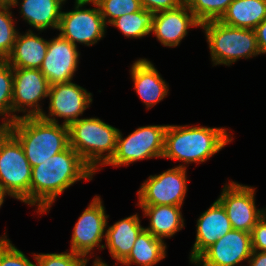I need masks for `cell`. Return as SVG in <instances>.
<instances>
[{
    "instance_id": "6da1fadb",
    "label": "cell",
    "mask_w": 266,
    "mask_h": 266,
    "mask_svg": "<svg viewBox=\"0 0 266 266\" xmlns=\"http://www.w3.org/2000/svg\"><path fill=\"white\" fill-rule=\"evenodd\" d=\"M94 171L80 155L68 146L45 162L32 167L30 181V205L37 212H47L57 196L81 179L92 180Z\"/></svg>"
},
{
    "instance_id": "7a4b0ae2",
    "label": "cell",
    "mask_w": 266,
    "mask_h": 266,
    "mask_svg": "<svg viewBox=\"0 0 266 266\" xmlns=\"http://www.w3.org/2000/svg\"><path fill=\"white\" fill-rule=\"evenodd\" d=\"M231 141L225 128L168 125L162 157L187 164L204 162Z\"/></svg>"
},
{
    "instance_id": "3957f363",
    "label": "cell",
    "mask_w": 266,
    "mask_h": 266,
    "mask_svg": "<svg viewBox=\"0 0 266 266\" xmlns=\"http://www.w3.org/2000/svg\"><path fill=\"white\" fill-rule=\"evenodd\" d=\"M11 133L21 143L31 167L39 165L69 146V129L37 117H20L11 124Z\"/></svg>"
},
{
    "instance_id": "277c9868",
    "label": "cell",
    "mask_w": 266,
    "mask_h": 266,
    "mask_svg": "<svg viewBox=\"0 0 266 266\" xmlns=\"http://www.w3.org/2000/svg\"><path fill=\"white\" fill-rule=\"evenodd\" d=\"M69 146L94 171L98 165H106L116 151L119 129L99 118H81L69 126ZM107 152V155L103 153ZM99 163V164H98Z\"/></svg>"
},
{
    "instance_id": "5b68a950",
    "label": "cell",
    "mask_w": 266,
    "mask_h": 266,
    "mask_svg": "<svg viewBox=\"0 0 266 266\" xmlns=\"http://www.w3.org/2000/svg\"><path fill=\"white\" fill-rule=\"evenodd\" d=\"M214 65H231L238 59L261 54L255 30L227 26L218 20L201 24Z\"/></svg>"
},
{
    "instance_id": "8992f818",
    "label": "cell",
    "mask_w": 266,
    "mask_h": 266,
    "mask_svg": "<svg viewBox=\"0 0 266 266\" xmlns=\"http://www.w3.org/2000/svg\"><path fill=\"white\" fill-rule=\"evenodd\" d=\"M31 172L21 143L10 132L0 144V188L30 205Z\"/></svg>"
},
{
    "instance_id": "52a82bcc",
    "label": "cell",
    "mask_w": 266,
    "mask_h": 266,
    "mask_svg": "<svg viewBox=\"0 0 266 266\" xmlns=\"http://www.w3.org/2000/svg\"><path fill=\"white\" fill-rule=\"evenodd\" d=\"M168 125L139 127L123 139L118 132L116 151L106 165H128L137 160L162 157L164 152L165 131Z\"/></svg>"
},
{
    "instance_id": "ba28073f",
    "label": "cell",
    "mask_w": 266,
    "mask_h": 266,
    "mask_svg": "<svg viewBox=\"0 0 266 266\" xmlns=\"http://www.w3.org/2000/svg\"><path fill=\"white\" fill-rule=\"evenodd\" d=\"M75 9L69 12H62L58 30L60 36L77 46L76 42L87 46L96 44L104 37L106 23L100 14L98 5L94 2L95 8L81 9L90 1L76 0Z\"/></svg>"
},
{
    "instance_id": "9c48e42d",
    "label": "cell",
    "mask_w": 266,
    "mask_h": 266,
    "mask_svg": "<svg viewBox=\"0 0 266 266\" xmlns=\"http://www.w3.org/2000/svg\"><path fill=\"white\" fill-rule=\"evenodd\" d=\"M186 166L179 165L150 175L138 191L139 205L182 206L187 191Z\"/></svg>"
},
{
    "instance_id": "30bf717a",
    "label": "cell",
    "mask_w": 266,
    "mask_h": 266,
    "mask_svg": "<svg viewBox=\"0 0 266 266\" xmlns=\"http://www.w3.org/2000/svg\"><path fill=\"white\" fill-rule=\"evenodd\" d=\"M254 193V188L232 181L224 186L217 200L224 207L233 229L251 233L266 213V209H256Z\"/></svg>"
},
{
    "instance_id": "8fae6325",
    "label": "cell",
    "mask_w": 266,
    "mask_h": 266,
    "mask_svg": "<svg viewBox=\"0 0 266 266\" xmlns=\"http://www.w3.org/2000/svg\"><path fill=\"white\" fill-rule=\"evenodd\" d=\"M49 88L48 80L40 69L13 68L12 113L28 112L20 117L41 116L44 112L38 101L48 97ZM27 106L33 109L26 111Z\"/></svg>"
},
{
    "instance_id": "7c38bea8",
    "label": "cell",
    "mask_w": 266,
    "mask_h": 266,
    "mask_svg": "<svg viewBox=\"0 0 266 266\" xmlns=\"http://www.w3.org/2000/svg\"><path fill=\"white\" fill-rule=\"evenodd\" d=\"M92 94L73 82L57 83L49 88V116L43 113L40 117L46 121L57 123L55 117L65 118L63 125L69 126L78 120L92 102ZM51 117V118H50Z\"/></svg>"
},
{
    "instance_id": "4fadbf2b",
    "label": "cell",
    "mask_w": 266,
    "mask_h": 266,
    "mask_svg": "<svg viewBox=\"0 0 266 266\" xmlns=\"http://www.w3.org/2000/svg\"><path fill=\"white\" fill-rule=\"evenodd\" d=\"M108 217L100 197L96 195L73 228L70 251L86 257L92 249L99 247L102 238L106 237Z\"/></svg>"
},
{
    "instance_id": "5bb4252c",
    "label": "cell",
    "mask_w": 266,
    "mask_h": 266,
    "mask_svg": "<svg viewBox=\"0 0 266 266\" xmlns=\"http://www.w3.org/2000/svg\"><path fill=\"white\" fill-rule=\"evenodd\" d=\"M251 233L232 229L220 237L194 263L198 266H235L252 255Z\"/></svg>"
},
{
    "instance_id": "9a60e30c",
    "label": "cell",
    "mask_w": 266,
    "mask_h": 266,
    "mask_svg": "<svg viewBox=\"0 0 266 266\" xmlns=\"http://www.w3.org/2000/svg\"><path fill=\"white\" fill-rule=\"evenodd\" d=\"M79 55L77 47L60 35L48 41L47 53L40 70L50 86L72 80Z\"/></svg>"
},
{
    "instance_id": "2e32d148",
    "label": "cell",
    "mask_w": 266,
    "mask_h": 266,
    "mask_svg": "<svg viewBox=\"0 0 266 266\" xmlns=\"http://www.w3.org/2000/svg\"><path fill=\"white\" fill-rule=\"evenodd\" d=\"M193 26L201 27V23L184 2L176 9L155 13L151 33L164 46L175 47L187 35L188 28Z\"/></svg>"
},
{
    "instance_id": "e0dca14e",
    "label": "cell",
    "mask_w": 266,
    "mask_h": 266,
    "mask_svg": "<svg viewBox=\"0 0 266 266\" xmlns=\"http://www.w3.org/2000/svg\"><path fill=\"white\" fill-rule=\"evenodd\" d=\"M232 229L224 207L216 200L197 220L196 241L191 250L190 262L194 263L220 237Z\"/></svg>"
},
{
    "instance_id": "ac0fdd59",
    "label": "cell",
    "mask_w": 266,
    "mask_h": 266,
    "mask_svg": "<svg viewBox=\"0 0 266 266\" xmlns=\"http://www.w3.org/2000/svg\"><path fill=\"white\" fill-rule=\"evenodd\" d=\"M130 72L134 81V89L147 109L166 97L168 85L150 61L145 58L135 61Z\"/></svg>"
},
{
    "instance_id": "d6986e66",
    "label": "cell",
    "mask_w": 266,
    "mask_h": 266,
    "mask_svg": "<svg viewBox=\"0 0 266 266\" xmlns=\"http://www.w3.org/2000/svg\"><path fill=\"white\" fill-rule=\"evenodd\" d=\"M48 41L29 30L18 33L13 49L5 61L13 68L40 69L46 56Z\"/></svg>"
},
{
    "instance_id": "ffe728a7",
    "label": "cell",
    "mask_w": 266,
    "mask_h": 266,
    "mask_svg": "<svg viewBox=\"0 0 266 266\" xmlns=\"http://www.w3.org/2000/svg\"><path fill=\"white\" fill-rule=\"evenodd\" d=\"M143 230L144 227L141 226L137 214L108 227L105 241L112 258L121 263L129 255L134 242Z\"/></svg>"
},
{
    "instance_id": "44dd1931",
    "label": "cell",
    "mask_w": 266,
    "mask_h": 266,
    "mask_svg": "<svg viewBox=\"0 0 266 266\" xmlns=\"http://www.w3.org/2000/svg\"><path fill=\"white\" fill-rule=\"evenodd\" d=\"M145 216H149L150 225L144 228L158 239L173 236L184 227L181 206L175 205H139Z\"/></svg>"
},
{
    "instance_id": "7402d4cb",
    "label": "cell",
    "mask_w": 266,
    "mask_h": 266,
    "mask_svg": "<svg viewBox=\"0 0 266 266\" xmlns=\"http://www.w3.org/2000/svg\"><path fill=\"white\" fill-rule=\"evenodd\" d=\"M266 18V0H233L221 23L235 28L255 29Z\"/></svg>"
},
{
    "instance_id": "603a6c76",
    "label": "cell",
    "mask_w": 266,
    "mask_h": 266,
    "mask_svg": "<svg viewBox=\"0 0 266 266\" xmlns=\"http://www.w3.org/2000/svg\"><path fill=\"white\" fill-rule=\"evenodd\" d=\"M64 1L66 0H23L20 13L38 31L48 27L58 29Z\"/></svg>"
},
{
    "instance_id": "cb8c5ba5",
    "label": "cell",
    "mask_w": 266,
    "mask_h": 266,
    "mask_svg": "<svg viewBox=\"0 0 266 266\" xmlns=\"http://www.w3.org/2000/svg\"><path fill=\"white\" fill-rule=\"evenodd\" d=\"M166 244L163 239H158L145 229L138 235L129 255L121 264L130 266H153L166 256Z\"/></svg>"
},
{
    "instance_id": "d4e9b609",
    "label": "cell",
    "mask_w": 266,
    "mask_h": 266,
    "mask_svg": "<svg viewBox=\"0 0 266 266\" xmlns=\"http://www.w3.org/2000/svg\"><path fill=\"white\" fill-rule=\"evenodd\" d=\"M153 18V12L142 8L137 12L124 14L110 24L117 27L128 38H141L151 32Z\"/></svg>"
},
{
    "instance_id": "484cf974",
    "label": "cell",
    "mask_w": 266,
    "mask_h": 266,
    "mask_svg": "<svg viewBox=\"0 0 266 266\" xmlns=\"http://www.w3.org/2000/svg\"><path fill=\"white\" fill-rule=\"evenodd\" d=\"M233 0H184L189 10L202 24L219 20Z\"/></svg>"
},
{
    "instance_id": "4316f807",
    "label": "cell",
    "mask_w": 266,
    "mask_h": 266,
    "mask_svg": "<svg viewBox=\"0 0 266 266\" xmlns=\"http://www.w3.org/2000/svg\"><path fill=\"white\" fill-rule=\"evenodd\" d=\"M12 93H13V67L5 60H0V116H10L13 122L20 116L12 113Z\"/></svg>"
},
{
    "instance_id": "83f0119b",
    "label": "cell",
    "mask_w": 266,
    "mask_h": 266,
    "mask_svg": "<svg viewBox=\"0 0 266 266\" xmlns=\"http://www.w3.org/2000/svg\"><path fill=\"white\" fill-rule=\"evenodd\" d=\"M94 2L98 5L106 24L124 14L134 13L143 8L140 0H95Z\"/></svg>"
},
{
    "instance_id": "f1b7e54d",
    "label": "cell",
    "mask_w": 266,
    "mask_h": 266,
    "mask_svg": "<svg viewBox=\"0 0 266 266\" xmlns=\"http://www.w3.org/2000/svg\"><path fill=\"white\" fill-rule=\"evenodd\" d=\"M10 8L0 7V60H5L9 56L18 35Z\"/></svg>"
},
{
    "instance_id": "f546056e",
    "label": "cell",
    "mask_w": 266,
    "mask_h": 266,
    "mask_svg": "<svg viewBox=\"0 0 266 266\" xmlns=\"http://www.w3.org/2000/svg\"><path fill=\"white\" fill-rule=\"evenodd\" d=\"M37 266H86L87 258L70 251L69 253L34 254Z\"/></svg>"
},
{
    "instance_id": "4dcf8cb0",
    "label": "cell",
    "mask_w": 266,
    "mask_h": 266,
    "mask_svg": "<svg viewBox=\"0 0 266 266\" xmlns=\"http://www.w3.org/2000/svg\"><path fill=\"white\" fill-rule=\"evenodd\" d=\"M3 237H0V266H37L12 245L6 235Z\"/></svg>"
},
{
    "instance_id": "1f68e13d",
    "label": "cell",
    "mask_w": 266,
    "mask_h": 266,
    "mask_svg": "<svg viewBox=\"0 0 266 266\" xmlns=\"http://www.w3.org/2000/svg\"><path fill=\"white\" fill-rule=\"evenodd\" d=\"M251 240L253 251L266 252V213L253 227Z\"/></svg>"
},
{
    "instance_id": "d6a6232c",
    "label": "cell",
    "mask_w": 266,
    "mask_h": 266,
    "mask_svg": "<svg viewBox=\"0 0 266 266\" xmlns=\"http://www.w3.org/2000/svg\"><path fill=\"white\" fill-rule=\"evenodd\" d=\"M144 9L154 14L161 11L173 10L184 3V0H140Z\"/></svg>"
},
{
    "instance_id": "836d02e7",
    "label": "cell",
    "mask_w": 266,
    "mask_h": 266,
    "mask_svg": "<svg viewBox=\"0 0 266 266\" xmlns=\"http://www.w3.org/2000/svg\"><path fill=\"white\" fill-rule=\"evenodd\" d=\"M254 30L260 53L266 54V18Z\"/></svg>"
},
{
    "instance_id": "e575fe53",
    "label": "cell",
    "mask_w": 266,
    "mask_h": 266,
    "mask_svg": "<svg viewBox=\"0 0 266 266\" xmlns=\"http://www.w3.org/2000/svg\"><path fill=\"white\" fill-rule=\"evenodd\" d=\"M247 261L249 266H266V252L252 251V255Z\"/></svg>"
},
{
    "instance_id": "d590c367",
    "label": "cell",
    "mask_w": 266,
    "mask_h": 266,
    "mask_svg": "<svg viewBox=\"0 0 266 266\" xmlns=\"http://www.w3.org/2000/svg\"><path fill=\"white\" fill-rule=\"evenodd\" d=\"M11 124L12 122L8 118L6 121H3L2 125H0V144L11 132Z\"/></svg>"
},
{
    "instance_id": "8d00e7d4",
    "label": "cell",
    "mask_w": 266,
    "mask_h": 266,
    "mask_svg": "<svg viewBox=\"0 0 266 266\" xmlns=\"http://www.w3.org/2000/svg\"><path fill=\"white\" fill-rule=\"evenodd\" d=\"M18 4V0H0V7H13Z\"/></svg>"
},
{
    "instance_id": "74e56055",
    "label": "cell",
    "mask_w": 266,
    "mask_h": 266,
    "mask_svg": "<svg viewBox=\"0 0 266 266\" xmlns=\"http://www.w3.org/2000/svg\"><path fill=\"white\" fill-rule=\"evenodd\" d=\"M93 266H108V265L98 258V259H95Z\"/></svg>"
},
{
    "instance_id": "f35d334b",
    "label": "cell",
    "mask_w": 266,
    "mask_h": 266,
    "mask_svg": "<svg viewBox=\"0 0 266 266\" xmlns=\"http://www.w3.org/2000/svg\"><path fill=\"white\" fill-rule=\"evenodd\" d=\"M5 195H6V193L0 188V207L4 202Z\"/></svg>"
}]
</instances>
